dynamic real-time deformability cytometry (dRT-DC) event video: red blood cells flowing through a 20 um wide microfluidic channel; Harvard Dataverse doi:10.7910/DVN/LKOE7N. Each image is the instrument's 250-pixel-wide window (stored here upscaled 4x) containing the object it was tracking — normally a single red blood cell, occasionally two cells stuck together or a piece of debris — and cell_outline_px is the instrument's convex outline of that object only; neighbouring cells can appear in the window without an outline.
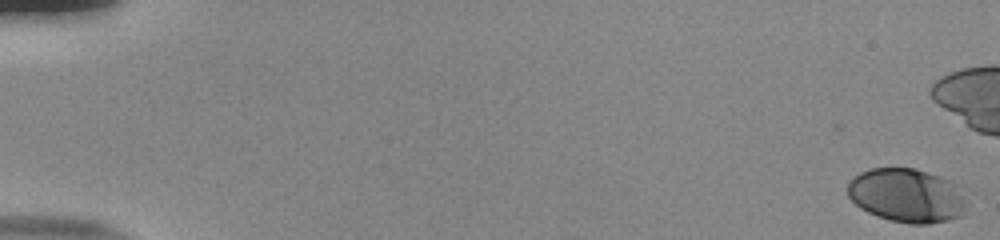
{"species": "human", "species_latin": "Homo sapiens", "temperature_condition": "room temperature", "stored_images_in_passage": 54, "camera_frame_rate_fps": 3000, "um_per_image_px": 0.085, "donor": {"sex": "male"}, "frame": {"image": 1, "passage_image": 1, "time_ms": 0.0, "image_size_px": [1000, 240], "cell_outline_px": [[968, 204], [964, 216], [948, 220], [928, 224], [908, 224], [876, 216], [860, 208], [848, 196], [848, 184], [860, 172], [868, 168], [916, 168], [940, 176], [956, 184]], "centroid_in_image_um": [77.11, 16.62], "position_along_channel_um": 7.9, "area_um2": 37.63}}
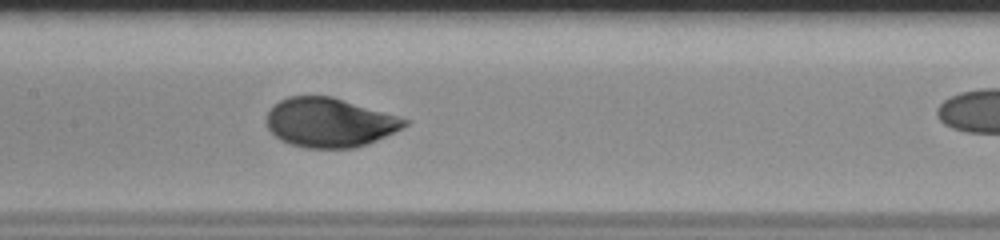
{"frame": {"image": 2, "passage_image": 29, "time_ms": 9.333, "image_size_px": [1000, 240], "cell_outline_px": [[412, 120], [408, 124], [368, 144], [352, 148], [304, 148], [280, 140], [268, 128], [268, 112], [280, 100], [288, 96], [332, 96]], "centroid_in_image_um": [28.03, 10.41], "position_along_channel_um": 179.4, "area_um2": 39.25}}
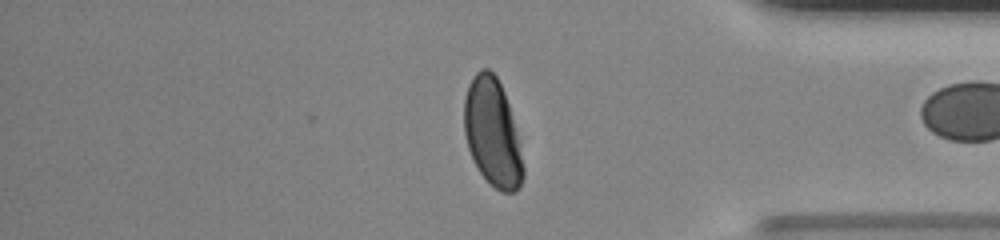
{"frame": {"image": 3, "passage_image": 47, "time_ms": 15.333, "image_size_px": [1000, 240], "cell_outline_px": [[524, 176], [520, 188], [516, 192], [500, 192], [480, 172], [472, 160], [468, 148], [464, 132], [464, 100], [468, 84], [472, 76], [480, 68], [488, 68], [496, 76], [504, 92], [508, 104], [516, 132], [524, 168]], "centroid_in_image_um": [41.84, 11.28], "position_along_channel_um": 393.4, "area_um2": 36.93}}